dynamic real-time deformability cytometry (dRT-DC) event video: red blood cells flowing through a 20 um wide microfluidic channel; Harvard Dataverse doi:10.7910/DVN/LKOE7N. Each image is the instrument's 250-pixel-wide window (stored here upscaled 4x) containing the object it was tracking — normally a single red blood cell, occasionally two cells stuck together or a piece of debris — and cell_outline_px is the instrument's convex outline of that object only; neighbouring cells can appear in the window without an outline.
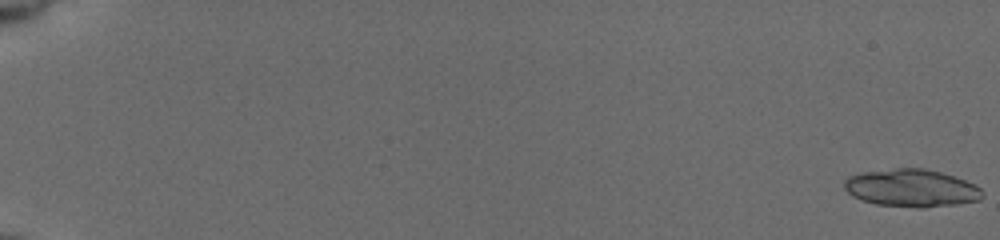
{"species": "common noctule bat (a hibernating species)", "species_latin": "Nyctalus noctula", "temperature_condition": "cold", "stored_images_in_passage": 47, "camera_frame_rate_fps": 3000, "um_per_image_px": 0.085, "animal": {"sex": "female", "body_mass_g": 19.5, "forearm_length_mm": 54.1}, "frame": {"image": 1, "passage_image": 1, "time_ms": 0.0, "image_size_px": [1000, 240], "cell_outline_px": [[984, 196], [980, 200], [956, 204], [924, 208], [916, 208], [876, 204], [860, 200], [852, 196], [844, 188], [844, 180], [848, 176], [860, 172], [896, 168], [924, 168], [940, 172], [976, 184], [984, 192]], "centroid_in_image_um": [77.46, 15.99], "position_along_channel_um": 7.5, "area_um2": 30.58}}
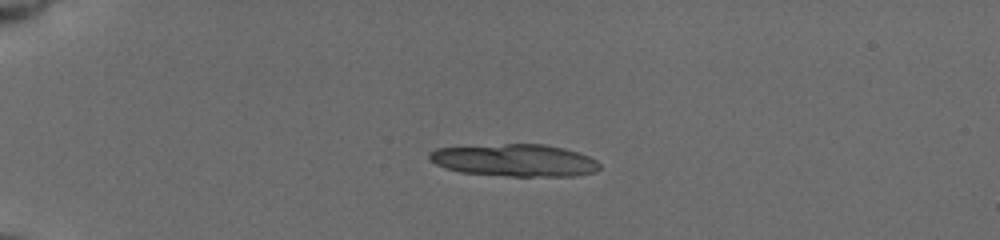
{"frame": {"image": 2, "passage_image": 16, "time_ms": 5.0, "image_size_px": [1000, 240], "cell_outline_px": [[600, 168], [596, 172], [576, 176], [508, 176], [460, 172], [444, 168], [428, 160], [428, 152], [436, 148], [504, 144], [544, 144], [564, 148], [588, 156], [596, 160], [600, 164]], "centroid_in_image_um": [43.74, 13.63], "position_along_channel_um": 41.3, "area_um2": 32.19}}